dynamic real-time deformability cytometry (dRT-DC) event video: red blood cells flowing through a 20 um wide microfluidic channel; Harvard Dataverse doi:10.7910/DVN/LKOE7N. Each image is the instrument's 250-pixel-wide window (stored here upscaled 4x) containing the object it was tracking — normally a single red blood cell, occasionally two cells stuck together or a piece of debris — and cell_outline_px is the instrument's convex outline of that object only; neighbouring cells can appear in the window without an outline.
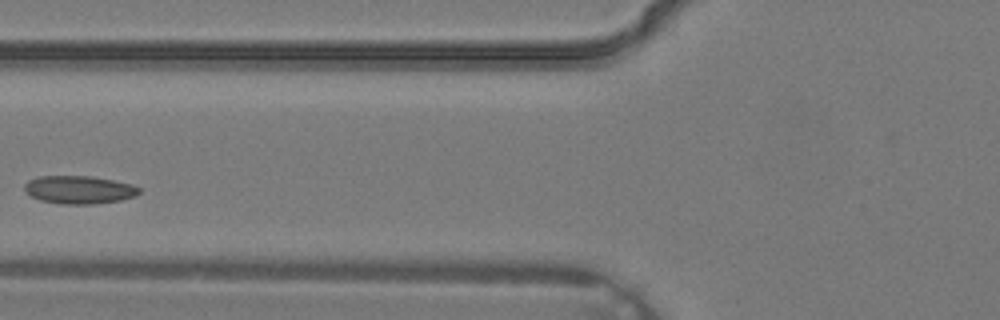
{"species": "common noctule bat (a hibernating species)", "species_latin": "Nyctalus noctula", "temperature_condition": "warm", "stored_images_in_passage": 3, "camera_frame_rate_fps": 3000, "um_per_image_px": 0.085, "animal": {"sex": "male", "body_mass_g": 19.2, "forearm_length_mm": 51.8}, "frame": {"image": 1, "passage_image": 3, "time_ms": 0.667, "image_size_px": [1000, 320], "cell_outline_px": [[140, 192], [136, 196], [120, 200], [96, 204], [60, 204], [40, 200], [24, 192], [24, 184], [28, 180], [40, 176], [88, 176], [112, 180], [132, 184], [140, 188]], "centroid_in_image_um": [6.71, 16.13], "position_along_channel_um": 119.1, "area_um2": 18.79}}